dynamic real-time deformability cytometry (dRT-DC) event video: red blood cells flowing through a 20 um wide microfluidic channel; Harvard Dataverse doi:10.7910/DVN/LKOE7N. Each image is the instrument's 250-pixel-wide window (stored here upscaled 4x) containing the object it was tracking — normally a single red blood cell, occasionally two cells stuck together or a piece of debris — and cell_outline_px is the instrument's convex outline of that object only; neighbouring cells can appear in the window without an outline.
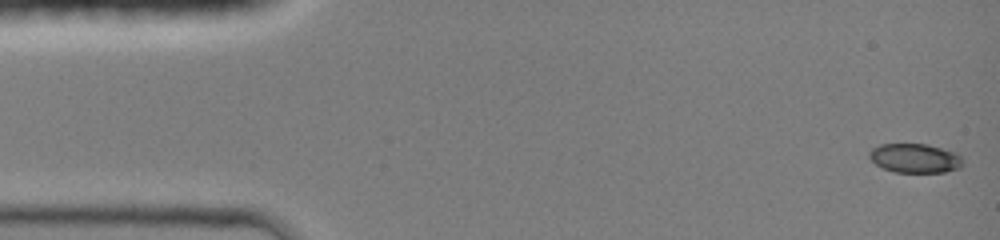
{"species": "common noctule bat (a hibernating species)", "species_latin": "Nyctalus noctula", "temperature_condition": "room temperature", "stored_images_in_passage": 24, "camera_frame_rate_fps": 3000, "um_per_image_px": 0.085, "animal": {"sex": "female", "body_mass_g": 19.0, "forearm_length_mm": 51.5}, "frame": {"image": 1, "passage_image": 1, "time_ms": 0.0, "image_size_px": [1000, 240], "cell_outline_px": [[964, 164], [960, 168], [944, 172], [896, 172], [884, 168], [876, 164], [868, 156], [868, 152], [872, 148], [880, 144], [928, 144], [956, 152], [964, 160]], "centroid_in_image_um": [77.8, 13.44], "position_along_channel_um": 7.2, "area_um2": 16.01}}
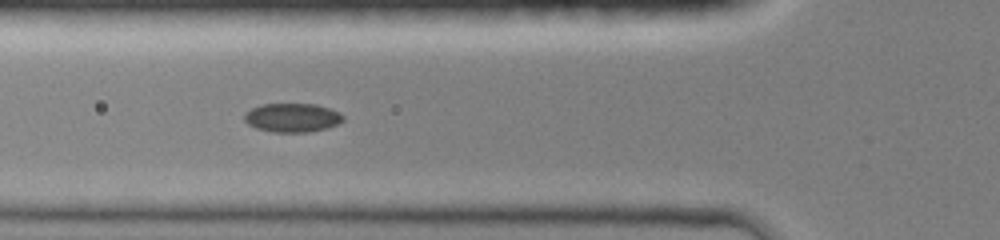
{"frame": {"image": 2, "passage_image": 14, "time_ms": 5.0, "image_size_px": [1000, 240], "cell_outline_px": [[344, 120], [328, 128], [308, 132], [272, 132], [256, 128], [248, 124], [244, 120], [244, 112], [260, 104], [316, 104], [340, 112], [344, 116]], "centroid_in_image_um": [24.83, 10.0], "position_along_channel_um": 101.0, "area_um2": 16.7}}
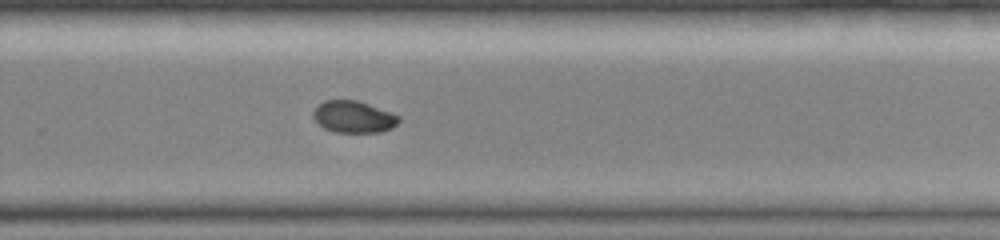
{"frame": {"image": 3, "passage_image": 24, "time_ms": 9.667, "image_size_px": [1000, 240], "cell_outline_px": [[400, 120], [392, 128], [380, 132], [336, 132], [324, 128], [312, 116], [312, 112], [324, 100], [356, 100], [392, 112], [400, 116]], "centroid_in_image_um": [30.07, 9.93], "position_along_channel_um": 299.7, "area_um2": 15.78}}